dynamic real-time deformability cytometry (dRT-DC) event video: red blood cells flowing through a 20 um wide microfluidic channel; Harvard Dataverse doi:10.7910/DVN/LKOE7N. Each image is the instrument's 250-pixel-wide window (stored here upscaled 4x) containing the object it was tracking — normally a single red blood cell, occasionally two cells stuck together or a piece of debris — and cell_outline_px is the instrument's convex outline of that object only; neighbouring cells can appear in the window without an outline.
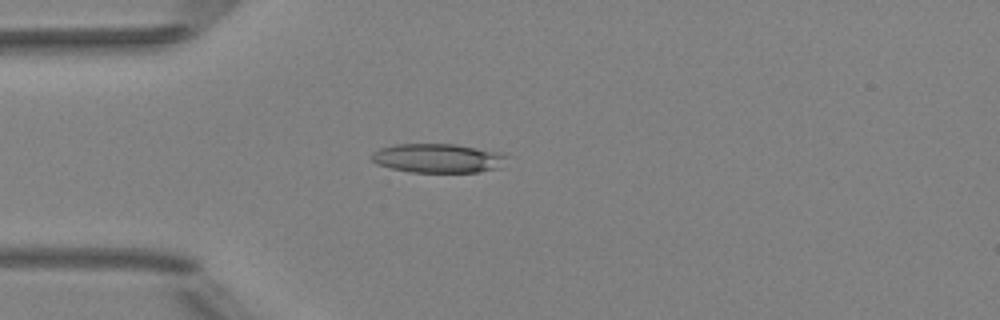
{"species": "Egyptian fruit bat (a non-hibernating species)", "species_latin": "Rousettus aegyptiacus", "temperature_condition": "room temperature", "stored_images_in_passage": 40, "camera_frame_rate_fps": 3000, "um_per_image_px": 0.085, "animal": {"sex": "female"}, "frame": {"image": 1, "passage_image": 3, "time_ms": 0.667, "image_size_px": [1000, 320], "cell_outline_px": [[508, 156], [500, 168], [480, 172], [408, 172], [376, 164], [368, 156], [372, 152], [380, 148], [396, 144], [456, 144], [504, 152]], "centroid_in_image_um": [37.24, 13.44], "position_along_channel_um": 47.8, "area_um2": 23.29}}
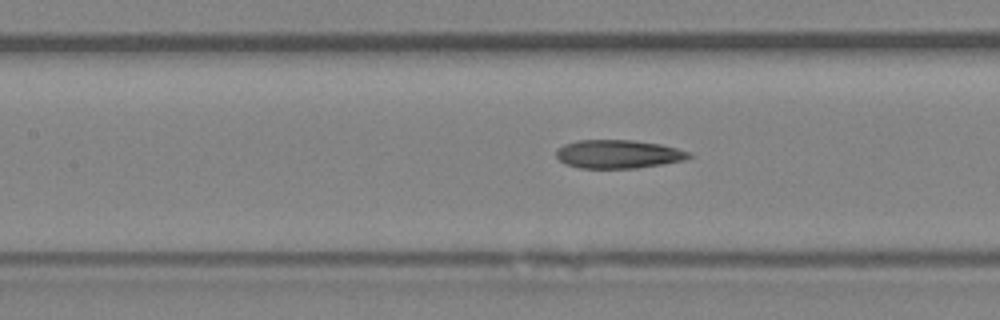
{"frame": {"image": 2, "passage_image": 12, "time_ms": 3.667, "image_size_px": [1000, 320], "cell_outline_px": [[692, 156], [684, 160], [636, 168], [580, 168], [564, 164], [556, 156], [556, 152], [564, 144], [576, 140], [632, 140], [660, 144], [676, 148], [688, 152]], "centroid_in_image_um": [52.51, 13.1], "position_along_channel_um": 154.9, "area_um2": 21.85}}
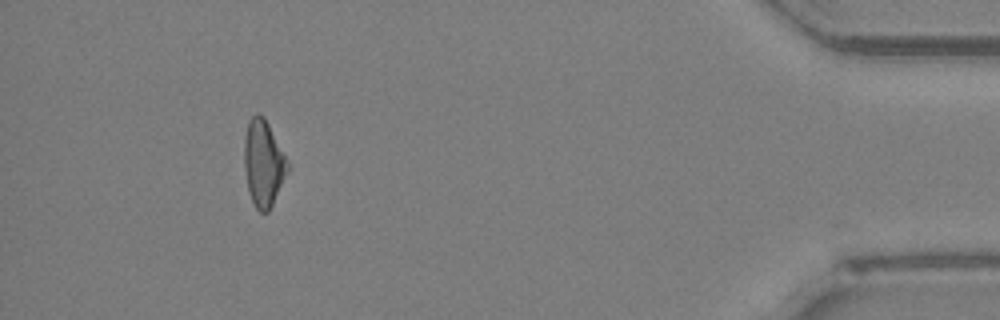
{"frame": {"image": 3, "passage_image": 36, "time_ms": 11.667, "image_size_px": [1000, 320], "cell_outline_px": [[288, 172], [268, 212], [260, 212], [256, 208], [248, 192], [244, 168], [244, 136], [248, 120], [256, 112], [260, 112], [264, 116], [288, 164]], "centroid_in_image_um": [22.35, 13.85], "position_along_channel_um": 412.9, "area_um2": 21.62}, "authors_computed_cell_mechanics": {"area_um2": 22.0218, "velocity_mm_per_s": 4.029, "shape_relaxation_time_tau1_ms": null, "shape_relaxation_time_tau2_ms": 5.7324, "deformation_change_tau1": null, "deformation_change_tau2": 0.1914}}